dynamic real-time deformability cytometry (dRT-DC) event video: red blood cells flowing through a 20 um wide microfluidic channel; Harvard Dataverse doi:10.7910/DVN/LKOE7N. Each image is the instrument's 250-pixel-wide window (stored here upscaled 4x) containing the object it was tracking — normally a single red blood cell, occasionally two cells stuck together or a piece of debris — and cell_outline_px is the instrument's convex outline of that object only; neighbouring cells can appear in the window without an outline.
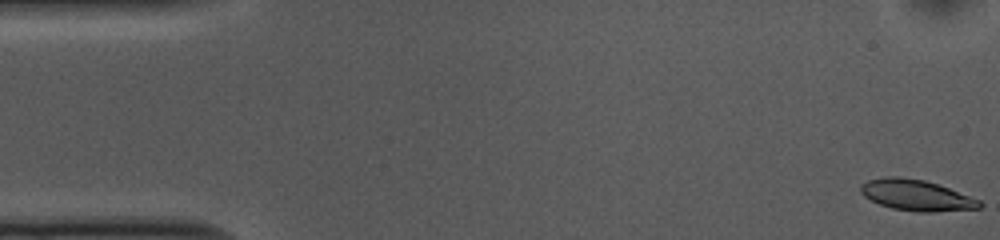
{"species": "common noctule bat (a hibernating species)", "species_latin": "Nyctalus noctula", "temperature_condition": "cold", "stored_images_in_passage": 53, "camera_frame_rate_fps": 3000, "um_per_image_px": 0.085, "animal": {"sex": "female", "body_mass_g": 10.0, "forearm_length_mm": 53.1}, "frame": {"image": 1, "passage_image": 1, "time_ms": 0.0, "image_size_px": [1000, 240], "cell_outline_px": [[984, 204], [980, 208], [932, 212], [920, 212], [892, 208], [880, 204], [864, 196], [860, 192], [860, 184], [868, 180], [884, 176], [900, 176], [924, 180], [948, 188], [980, 200]], "centroid_in_image_um": [77.87, 16.59], "position_along_channel_um": 7.1, "area_um2": 21.33}}
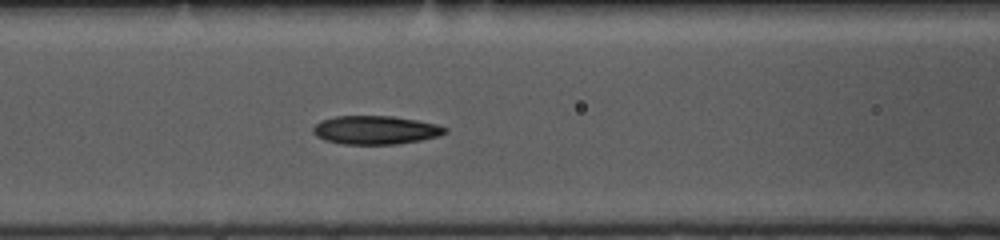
{"frame": {"image": 2, "passage_image": 21, "time_ms": 6.667, "image_size_px": [1000, 240], "cell_outline_px": [[448, 132], [436, 136], [420, 140], [396, 144], [344, 144], [324, 140], [316, 136], [312, 132], [312, 128], [320, 120], [336, 116], [392, 116], [416, 120], [436, 124], [448, 128]], "centroid_in_image_um": [31.89, 11.05], "position_along_channel_um": 134.7, "area_um2": 21.91}}
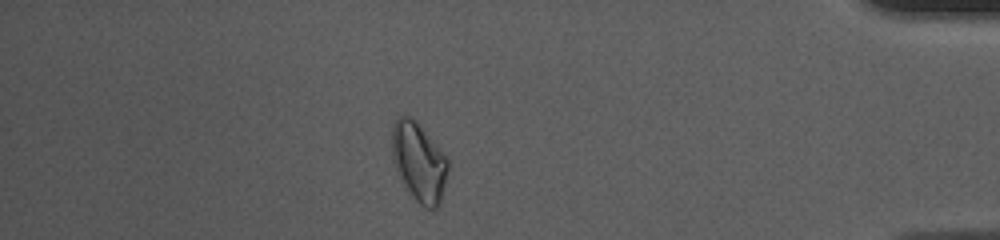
{"frame": {"image": 3, "passage_image": 46, "time_ms": 15.0, "image_size_px": [1000, 240], "cell_outline_px": [[448, 168], [440, 204], [436, 208], [424, 208], [416, 200], [404, 184], [396, 172], [392, 160], [392, 128], [396, 116], [412, 116], [416, 120], [444, 152], [448, 160]], "centroid_in_image_um": [35.6, 13.73], "position_along_channel_um": 399.6, "area_um2": 25.89}, "authors_computed_cell_mechanics": {"area_um2": 21.9062, "velocity_mm_per_s": 3.7034, "shape_relaxation_time_tau1_ms": 3.0895, "shape_relaxation_time_tau2_ms": 9.442, "deformation_change_tau1": 0.1333, "deformation_change_tau2": 0.2013}}